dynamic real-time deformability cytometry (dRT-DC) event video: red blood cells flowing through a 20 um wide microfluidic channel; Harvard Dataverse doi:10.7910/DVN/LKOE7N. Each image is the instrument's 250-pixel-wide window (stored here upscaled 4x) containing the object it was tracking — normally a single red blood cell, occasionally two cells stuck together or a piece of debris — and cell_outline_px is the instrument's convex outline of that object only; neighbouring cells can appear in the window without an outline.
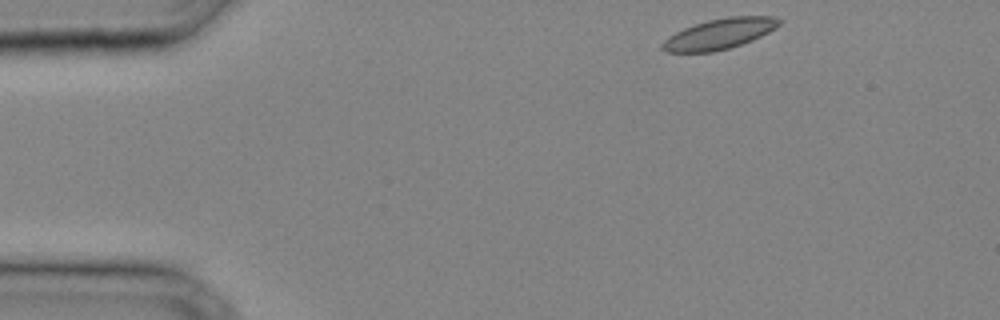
{"species": "common noctule bat (a hibernating species)", "species_latin": "Nyctalus noctula", "temperature_condition": "cold", "stored_images_in_passage": 27, "camera_frame_rate_fps": 3000, "um_per_image_px": 0.085, "animal": {"sex": "male", "body_mass_g": 20.4}, "frame": {"image": 1, "passage_image": 1, "time_ms": 0.0, "image_size_px": [1000, 320], "cell_outline_px": [[780, 24], [776, 28], [752, 40], [728, 48], [712, 52], [664, 52], [660, 48], [660, 44], [668, 36], [684, 28], [708, 20], [728, 16], [772, 16], [780, 20]], "centroid_in_image_um": [61.11, 2.88], "position_along_channel_um": 23.9, "area_um2": 20.63}}
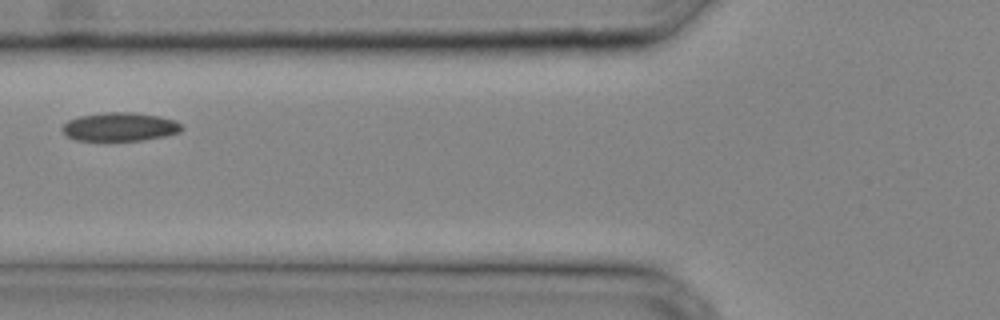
{"frame": {"image": 2, "passage_image": 10, "time_ms": 3.0, "image_size_px": [1000, 320], "cell_outline_px": [[184, 128], [180, 132], [164, 136], [144, 140], [108, 144], [76, 140], [68, 136], [60, 128], [68, 120], [80, 116], [104, 112], [132, 112], [160, 116], [176, 120], [184, 124]], "centroid_in_image_um": [10.2, 10.83], "position_along_channel_um": 115.6, "area_um2": 20.98}}
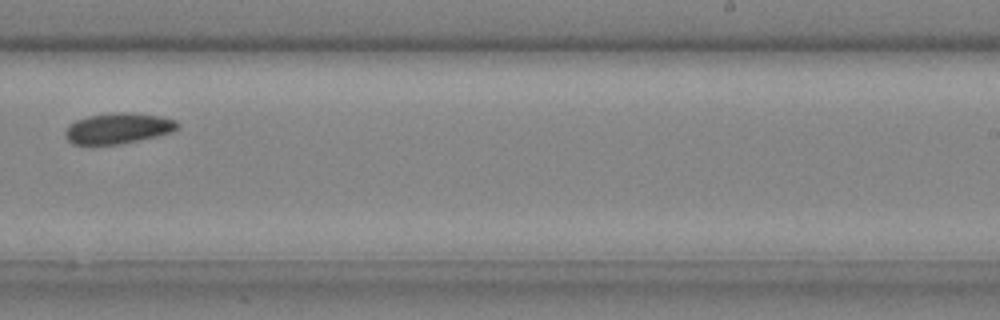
{"frame": {"image": 3, "passage_image": 19, "time_ms": 6.0, "image_size_px": [1000, 320], "cell_outline_px": [[180, 128], [172, 132], [156, 136], [120, 144], [72, 144], [68, 140], [64, 132], [68, 124], [76, 120], [88, 116], [112, 112], [132, 112], [160, 116], [176, 120], [180, 124]], "centroid_in_image_um": [10.05, 10.89], "position_along_channel_um": 278.9, "area_um2": 20.23}}